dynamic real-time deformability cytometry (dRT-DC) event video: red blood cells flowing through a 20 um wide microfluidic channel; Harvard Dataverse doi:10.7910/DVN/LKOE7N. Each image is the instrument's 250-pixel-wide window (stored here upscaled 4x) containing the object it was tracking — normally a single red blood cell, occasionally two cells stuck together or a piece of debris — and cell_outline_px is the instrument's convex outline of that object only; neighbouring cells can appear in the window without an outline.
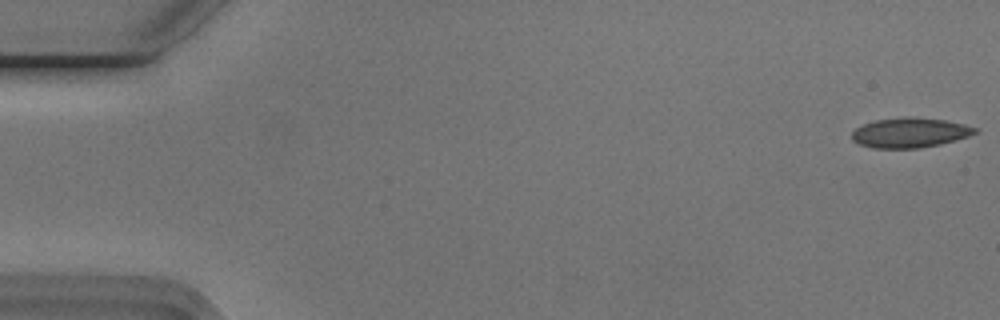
{"species": "Egyptian fruit bat (a non-hibernating species)", "species_latin": "Rousettus aegyptiacus", "temperature_condition": "cold", "stored_images_in_passage": 49, "camera_frame_rate_fps": 3000, "um_per_image_px": 0.085, "animal": {"sex": "male"}, "frame": {"image": 1, "passage_image": 1, "time_ms": 0.0, "image_size_px": [1000, 320], "cell_outline_px": [[980, 132], [956, 140], [940, 144], [920, 148], [872, 148], [860, 144], [852, 140], [852, 132], [856, 128], [864, 124], [876, 120], [904, 116], [908, 116], [944, 120], [964, 124], [980, 128]], "centroid_in_image_um": [77.38, 11.27], "position_along_channel_um": 7.6, "area_um2": 21.56}}
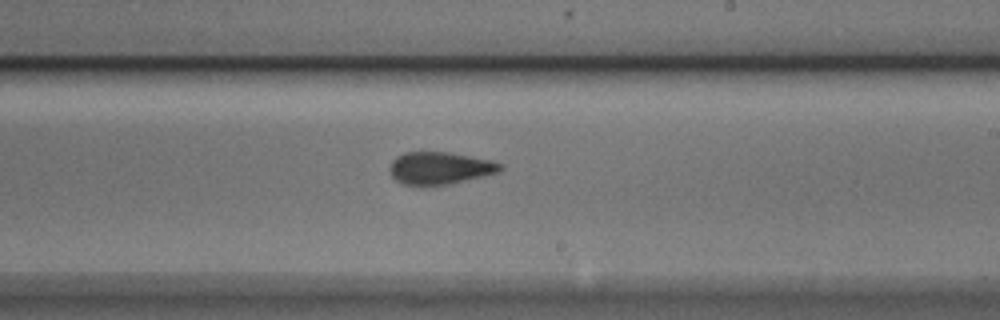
{"frame": {"image": 2, "passage_image": 32, "time_ms": 10.333, "image_size_px": [1000, 320], "cell_outline_px": [[504, 168], [500, 172], [448, 184], [420, 188], [404, 184], [396, 180], [392, 176], [388, 168], [392, 160], [396, 156], [404, 152], [448, 152], [492, 160], [504, 164]], "centroid_in_image_um": [37.37, 14.31], "position_along_channel_um": 251.6, "area_um2": 21.39}}
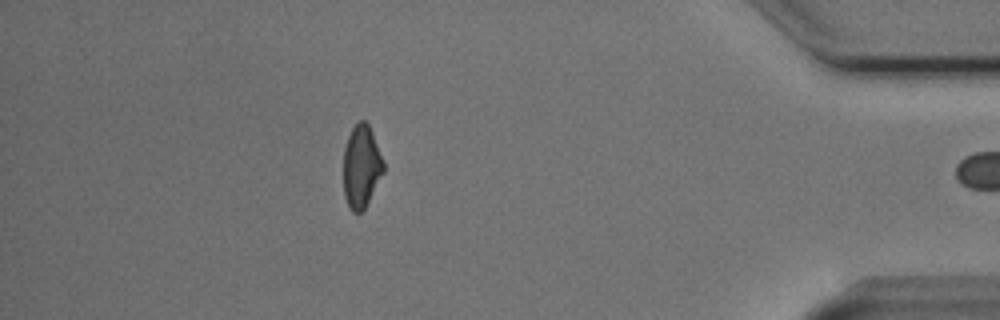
{"frame": {"image": 3, "passage_image": 48, "time_ms": 15.667, "image_size_px": [1000, 320], "cell_outline_px": [[384, 172], [364, 208], [360, 212], [352, 212], [344, 196], [344, 148], [348, 136], [352, 128], [360, 120], [364, 120], [368, 124], [372, 132], [384, 160]], "centroid_in_image_um": [30.72, 14.13], "position_along_channel_um": 404.5, "area_um2": 19.13}}